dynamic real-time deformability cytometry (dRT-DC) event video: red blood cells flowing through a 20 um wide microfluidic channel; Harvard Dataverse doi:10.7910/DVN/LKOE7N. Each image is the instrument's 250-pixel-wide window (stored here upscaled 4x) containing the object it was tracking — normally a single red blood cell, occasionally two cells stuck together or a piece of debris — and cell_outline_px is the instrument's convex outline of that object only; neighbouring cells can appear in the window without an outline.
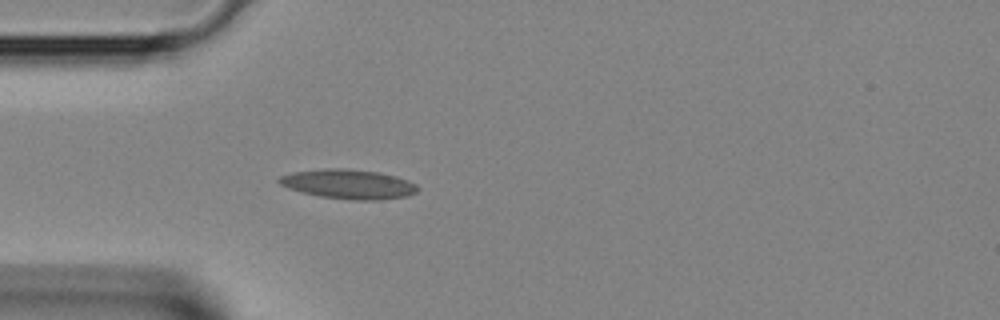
{"species": "Egyptian fruit bat (a non-hibernating species)", "species_latin": "Rousettus aegyptiacus", "temperature_condition": "room temperature", "stored_images_in_passage": 2, "camera_frame_rate_fps": 3000, "um_per_image_px": 0.085, "animal": {"sex": "female"}, "frame": {"image": 1, "passage_image": 2, "time_ms": 0.333, "image_size_px": [1000, 320], "cell_outline_px": [[420, 188], [416, 192], [408, 196], [376, 200], [352, 200], [320, 196], [300, 192], [288, 188], [280, 184], [276, 180], [280, 176], [296, 172], [328, 168], [340, 168], [380, 172], [396, 176], [408, 180], [416, 184]], "centroid_in_image_um": [29.65, 15.65], "position_along_channel_um": 55.4, "area_um2": 23.76}}